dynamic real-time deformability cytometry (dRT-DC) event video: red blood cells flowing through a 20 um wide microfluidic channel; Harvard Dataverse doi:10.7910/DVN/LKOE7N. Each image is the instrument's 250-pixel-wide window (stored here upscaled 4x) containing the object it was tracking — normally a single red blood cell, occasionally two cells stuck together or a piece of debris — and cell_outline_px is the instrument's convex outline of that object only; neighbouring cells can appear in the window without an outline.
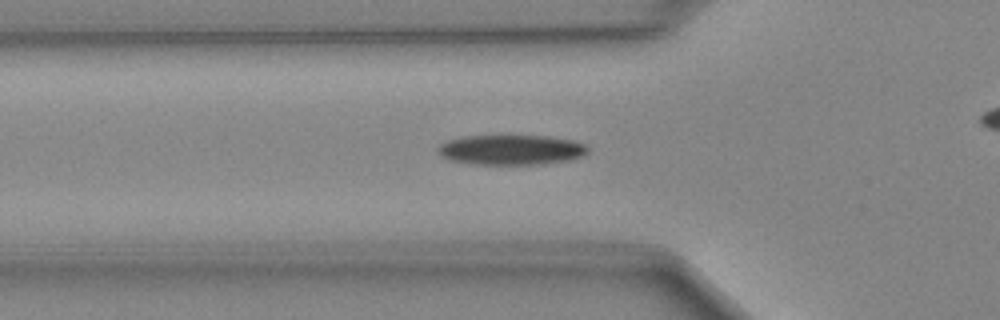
{"species": "Egyptian fruit bat (a non-hibernating species)", "species_latin": "Rousettus aegyptiacus", "temperature_condition": "cold", "stored_images_in_passage": 39, "camera_frame_rate_fps": 3000, "um_per_image_px": 0.085, "animal": {"sex": "female"}, "frame": {"image": 1, "passage_image": 15, "time_ms": 4.667, "image_size_px": [1000, 320], "cell_outline_px": [[588, 152], [572, 160], [544, 164], [472, 164], [448, 160], [440, 156], [436, 148], [440, 144], [448, 140], [464, 136], [548, 136], [572, 140], [584, 144], [588, 148]], "centroid_in_image_um": [43.42, 12.74], "position_along_channel_um": 82.4, "area_um2": 26.36}}
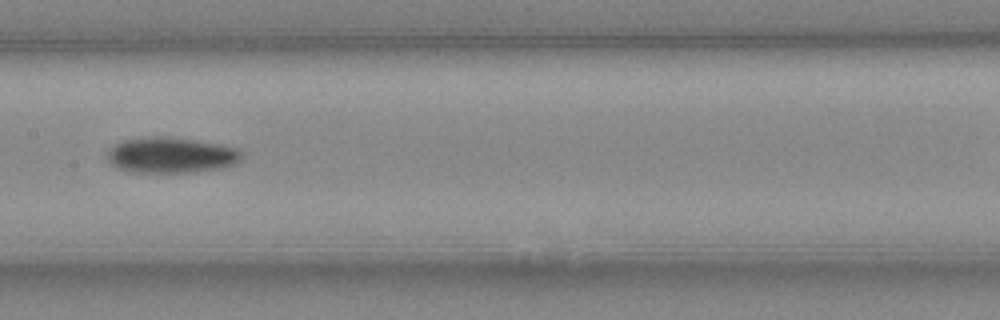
{"frame": {"image": 2, "passage_image": 23, "time_ms": 7.333, "image_size_px": [1000, 320], "cell_outline_px": [[244, 156], [236, 164], [220, 168], [196, 172], [128, 172], [116, 168], [108, 160], [108, 152], [120, 140], [148, 136], [164, 136], [192, 140], [216, 144], [236, 148], [244, 152]], "centroid_in_image_um": [14.54, 13.19], "position_along_channel_um": 192.9, "area_um2": 28.03}}
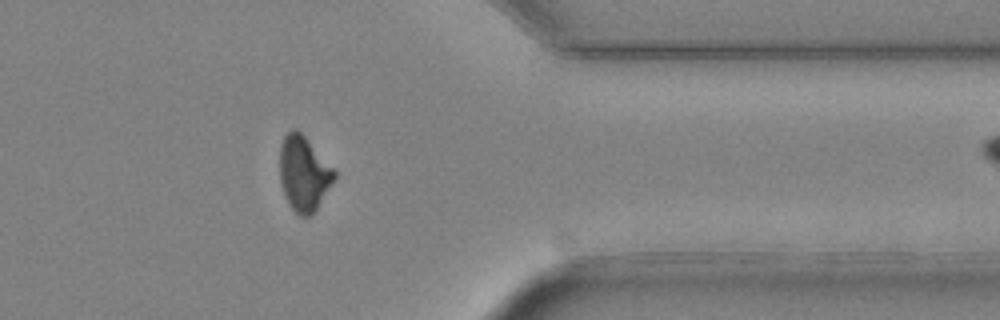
{"frame": {"image": 3, "passage_image": 38, "time_ms": 12.333, "image_size_px": [1000, 320], "cell_outline_px": [[336, 176], [312, 216], [300, 216], [288, 204], [284, 196], [280, 184], [280, 144], [284, 136], [292, 128], [296, 128], [304, 136], [336, 172]], "centroid_in_image_um": [25.78, 14.76], "position_along_channel_um": 385.6, "area_um2": 23.58}}